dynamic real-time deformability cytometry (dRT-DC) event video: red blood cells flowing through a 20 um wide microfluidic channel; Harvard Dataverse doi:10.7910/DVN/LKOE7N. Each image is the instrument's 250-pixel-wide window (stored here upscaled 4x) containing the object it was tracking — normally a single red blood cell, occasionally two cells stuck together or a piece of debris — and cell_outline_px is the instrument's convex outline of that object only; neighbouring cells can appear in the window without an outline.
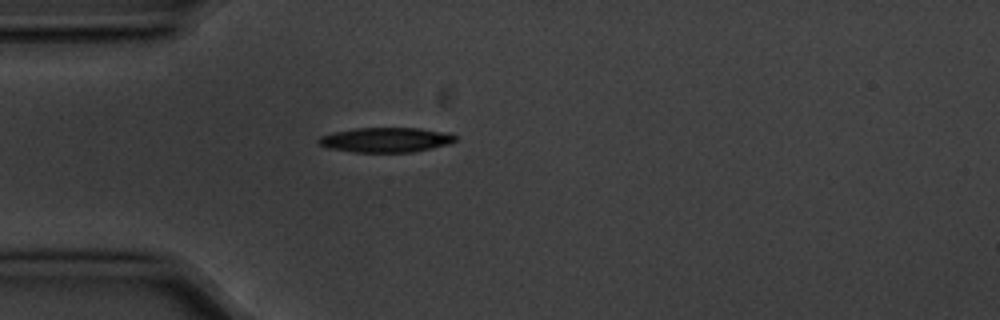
{"species": "common noctule bat (a hibernating species)", "species_latin": "Nyctalus noctula", "temperature_condition": "cold", "stored_images_in_passage": 1, "camera_frame_rate_fps": 3000, "um_per_image_px": 0.085, "animal": {"sex": "male", "body_mass_g": 20.1, "forearm_length_mm": 53.5}, "frame": {"image": 1, "passage_image": 1, "time_ms": 0.0, "image_size_px": [1000, 320], "cell_outline_px": [[456, 140], [448, 144], [432, 148], [412, 152], [356, 152], [328, 148], [320, 144], [316, 140], [320, 136], [332, 132], [356, 128], [420, 128], [452, 132], [456, 136]], "centroid_in_image_um": [32.82, 11.87], "position_along_channel_um": 52.2, "area_um2": 19.88}}